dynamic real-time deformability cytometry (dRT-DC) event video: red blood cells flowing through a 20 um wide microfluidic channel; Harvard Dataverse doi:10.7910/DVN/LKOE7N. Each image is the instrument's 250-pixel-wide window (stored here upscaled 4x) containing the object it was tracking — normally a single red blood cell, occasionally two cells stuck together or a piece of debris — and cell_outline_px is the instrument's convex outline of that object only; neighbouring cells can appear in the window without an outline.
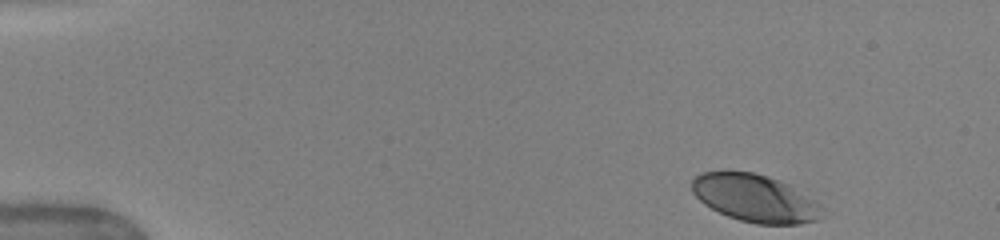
{"species": "human", "species_latin": "Homo sapiens", "temperature_condition": "warm", "stored_images_in_passage": 8, "camera_frame_rate_fps": 3000, "um_per_image_px": 0.085, "donor": {"sex": "female"}, "frame": {"image": 1, "passage_image": 1, "time_ms": 0.0, "image_size_px": [1000, 240], "cell_outline_px": [[824, 216], [816, 220], [800, 224], [756, 224], [740, 220], [728, 216], [704, 204], [692, 192], [692, 180], [700, 172], [752, 172], [768, 176], [780, 180], [788, 184], [816, 200], [820, 204]], "centroid_in_image_um": [64.21, 16.85], "position_along_channel_um": 20.8, "area_um2": 36.01}}
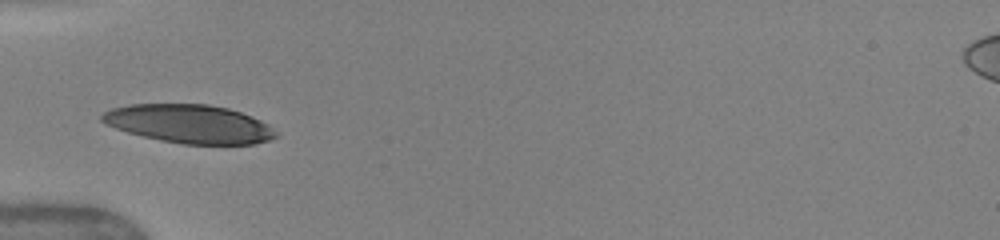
{"frame": {"image": 2, "passage_image": 8, "time_ms": 4.0, "image_size_px": [1000, 240], "cell_outline_px": [[280, 136], [256, 144], [184, 144], [160, 140], [128, 132], [104, 124], [100, 120], [100, 116], [104, 112], [112, 108], [128, 104], [208, 104], [228, 108], [252, 116], [268, 124], [280, 132]], "centroid_in_image_um": [16.12, 10.53], "position_along_channel_um": 68.9, "area_um2": 39.25}}